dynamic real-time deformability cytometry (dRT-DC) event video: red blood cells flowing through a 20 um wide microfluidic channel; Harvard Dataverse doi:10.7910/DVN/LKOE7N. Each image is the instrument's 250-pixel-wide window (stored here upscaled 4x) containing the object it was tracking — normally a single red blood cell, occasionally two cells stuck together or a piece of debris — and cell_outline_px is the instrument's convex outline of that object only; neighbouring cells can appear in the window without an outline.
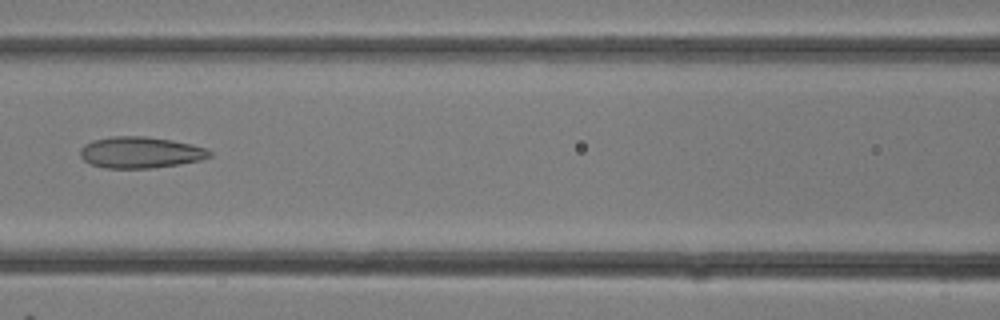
{"species": "common noctule bat (a hibernating species)", "species_latin": "Nyctalus noctula", "temperature_condition": "room temperature", "stored_images_in_passage": 13, "camera_frame_rate_fps": 3000, "um_per_image_px": 0.085, "animal": {"sex": "female"}, "frame": {"image": 1, "passage_image": 8, "time_ms": 2.333, "image_size_px": [1000, 320], "cell_outline_px": [[212, 156], [200, 160], [180, 164], [152, 168], [104, 168], [92, 164], [84, 160], [80, 156], [80, 148], [84, 144], [92, 140], [112, 136], [144, 136], [172, 140], [192, 144], [208, 148], [212, 152]], "centroid_in_image_um": [11.95, 12.95], "position_along_channel_um": 154.7, "area_um2": 23.81}}
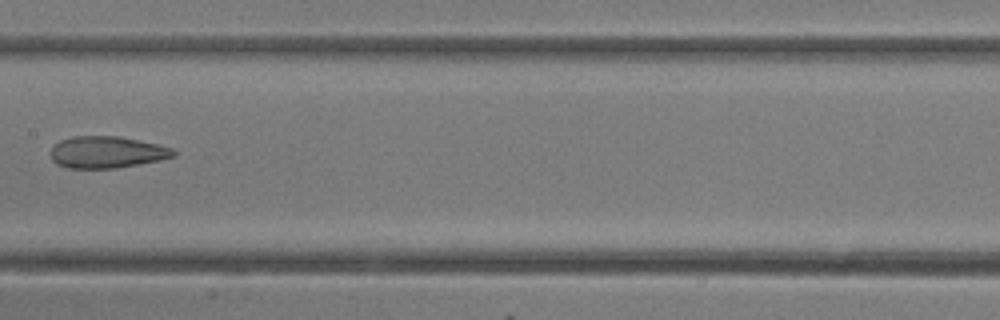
{"frame": {"image": 2, "passage_image": 10, "time_ms": 3.0, "image_size_px": [1000, 320], "cell_outline_px": [[176, 156], [160, 160], [116, 168], [68, 168], [56, 164], [52, 160], [48, 152], [60, 140], [72, 136], [116, 136], [156, 144], [172, 148], [176, 152]], "centroid_in_image_um": [9.04, 12.94], "position_along_channel_um": 198.4, "area_um2": 22.72}}
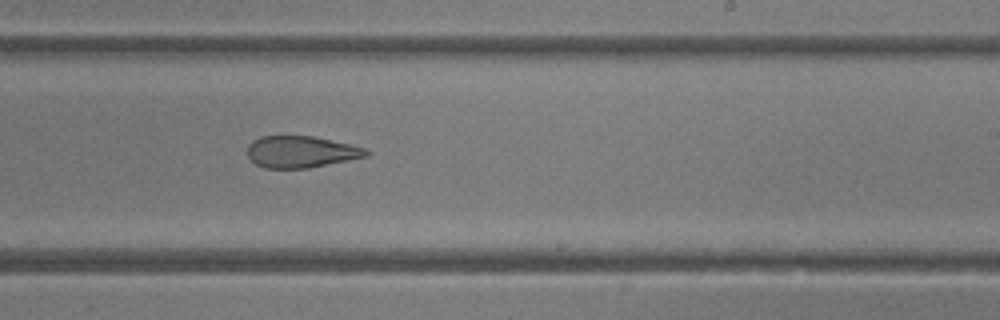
{"frame": {"image": 3, "passage_image": 13, "time_ms": 4.0, "image_size_px": [1000, 320], "cell_outline_px": [[372, 152], [368, 156], [308, 168], [264, 168], [256, 164], [248, 156], [248, 144], [252, 140], [260, 136], [312, 136], [348, 144], [364, 148]], "centroid_in_image_um": [25.57, 12.9], "position_along_channel_um": 263.4, "area_um2": 21.79}}